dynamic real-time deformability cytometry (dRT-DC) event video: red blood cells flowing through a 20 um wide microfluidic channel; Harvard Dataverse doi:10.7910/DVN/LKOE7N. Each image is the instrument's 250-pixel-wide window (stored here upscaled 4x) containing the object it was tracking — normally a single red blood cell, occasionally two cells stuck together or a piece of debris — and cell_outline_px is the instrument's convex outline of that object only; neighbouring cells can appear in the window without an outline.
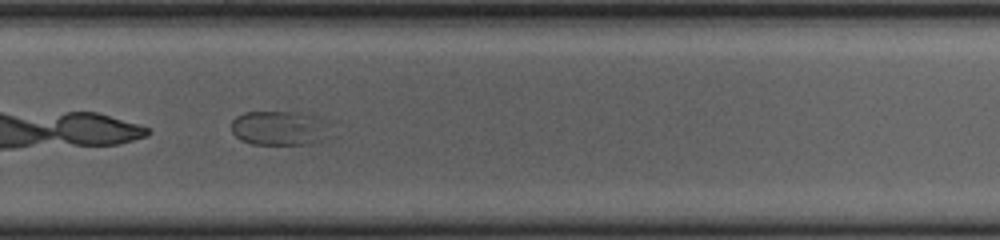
{"species": "common noctule bat (a hibernating species)", "species_latin": "Nyctalus noctula", "temperature_condition": "cold", "stored_images_in_passage": 35, "camera_frame_rate_fps": 3000, "um_per_image_px": 0.085, "animal": {"sex": "female", "body_mass_g": 23.0, "forearm_length_mm": 53.4}, "frame": {"image": 1, "passage_image": 20, "time_ms": 6.333, "image_size_px": [1000, 240], "cell_outline_px": [[340, 120], [336, 136], [332, 140], [304, 144], [252, 144], [240, 140], [232, 132], [232, 120], [236, 116], [244, 112], [300, 112], [324, 116]], "centroid_in_image_um": [24.14, 10.87], "position_along_channel_um": 305.7, "area_um2": 21.96}}